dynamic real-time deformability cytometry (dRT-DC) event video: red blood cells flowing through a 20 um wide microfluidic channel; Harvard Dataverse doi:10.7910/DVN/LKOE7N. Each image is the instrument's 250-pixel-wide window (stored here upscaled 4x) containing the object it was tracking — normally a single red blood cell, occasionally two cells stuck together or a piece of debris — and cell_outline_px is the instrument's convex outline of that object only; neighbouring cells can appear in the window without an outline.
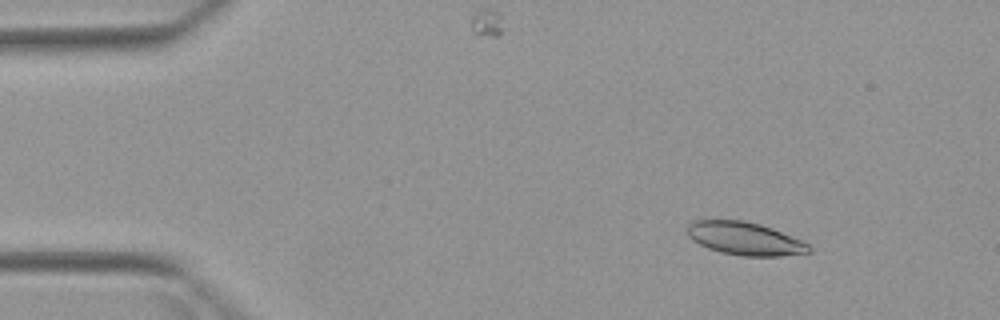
{"species": "Egyptian fruit bat (a non-hibernating species)", "species_latin": "Rousettus aegyptiacus", "temperature_condition": "warm", "stored_images_in_passage": 4, "camera_frame_rate_fps": 3000, "um_per_image_px": 0.085, "animal": {"sex": "female"}, "frame": {"image": 1, "passage_image": 2, "time_ms": 1.0, "image_size_px": [1000, 320], "cell_outline_px": [[812, 252], [780, 256], [744, 256], [720, 252], [708, 248], [692, 240], [688, 236], [688, 224], [692, 220], [744, 220], [760, 224], [772, 228], [804, 240], [812, 248]], "centroid_in_image_um": [63.34, 20.28], "position_along_channel_um": 21.7, "area_um2": 23.58}}